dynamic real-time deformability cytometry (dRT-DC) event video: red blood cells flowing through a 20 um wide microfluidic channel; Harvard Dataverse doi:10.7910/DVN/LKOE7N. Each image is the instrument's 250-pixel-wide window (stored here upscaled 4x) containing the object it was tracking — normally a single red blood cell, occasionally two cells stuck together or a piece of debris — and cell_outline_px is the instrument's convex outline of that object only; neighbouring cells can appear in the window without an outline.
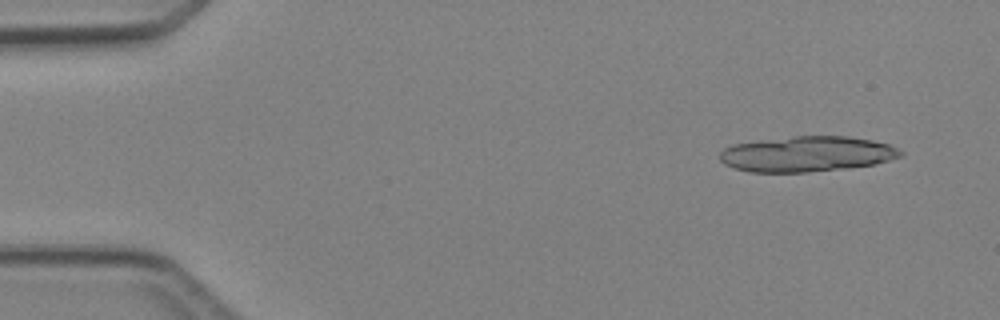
{"species": "Egyptian fruit bat (a non-hibernating species)", "species_latin": "Rousettus aegyptiacus", "temperature_condition": "cold", "stored_images_in_passage": 4, "camera_frame_rate_fps": 3000, "um_per_image_px": 0.085, "animal": {"sex": "female"}, "frame": {"image": 1, "passage_image": 4, "time_ms": 3.667, "image_size_px": [1000, 320], "cell_outline_px": [[904, 156], [876, 164], [848, 168], [808, 172], [748, 172], [724, 164], [720, 160], [720, 152], [724, 148], [732, 144], [792, 136], [848, 136], [872, 140], [888, 144], [904, 152]], "centroid_in_image_um": [68.61, 13.09], "position_along_channel_um": 16.4, "area_um2": 37.51}}